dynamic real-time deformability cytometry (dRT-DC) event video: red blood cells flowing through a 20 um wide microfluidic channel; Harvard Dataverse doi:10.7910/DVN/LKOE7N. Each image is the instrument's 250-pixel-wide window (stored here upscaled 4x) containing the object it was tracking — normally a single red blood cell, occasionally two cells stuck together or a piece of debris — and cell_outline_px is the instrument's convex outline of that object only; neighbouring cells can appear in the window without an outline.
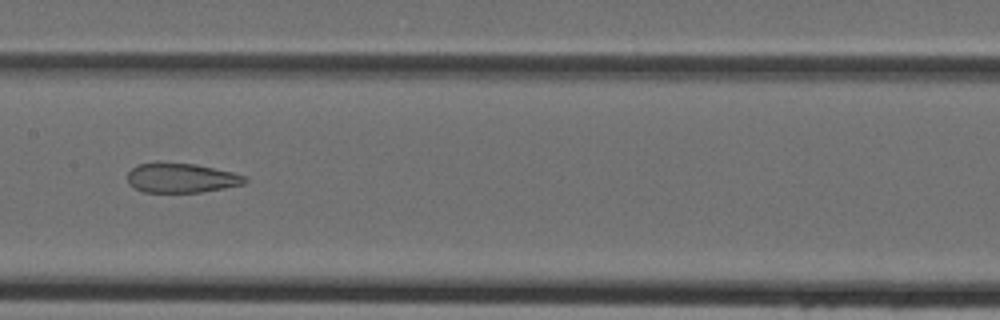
{"species": "Egyptian fruit bat (a non-hibernating species)", "species_latin": "Rousettus aegyptiacus", "temperature_condition": "cold", "stored_images_in_passage": 36, "camera_frame_rate_fps": 3000, "um_per_image_px": 0.085, "animal": {"sex": "female"}, "frame": {"image": 1, "passage_image": 14, "time_ms": 4.333, "image_size_px": [1000, 320], "cell_outline_px": [[248, 180], [244, 184], [224, 188], [200, 192], [144, 192], [132, 188], [128, 184], [128, 172], [136, 164], [156, 160], [196, 164], [232, 172], [248, 176]], "centroid_in_image_um": [15.36, 15.09], "position_along_channel_um": 192.0, "area_um2": 20.87}}
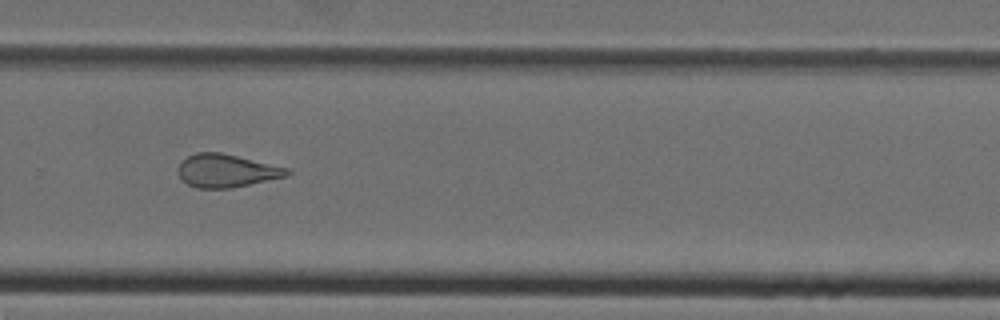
{"frame": {"image": 2, "passage_image": 22, "time_ms": 7.0, "image_size_px": [1000, 320], "cell_outline_px": [[292, 172], [288, 176], [228, 188], [196, 188], [188, 184], [180, 176], [176, 168], [180, 160], [196, 152], [220, 152], [292, 168]], "centroid_in_image_um": [19.26, 14.49], "position_along_channel_um": 310.5, "area_um2": 21.15}}
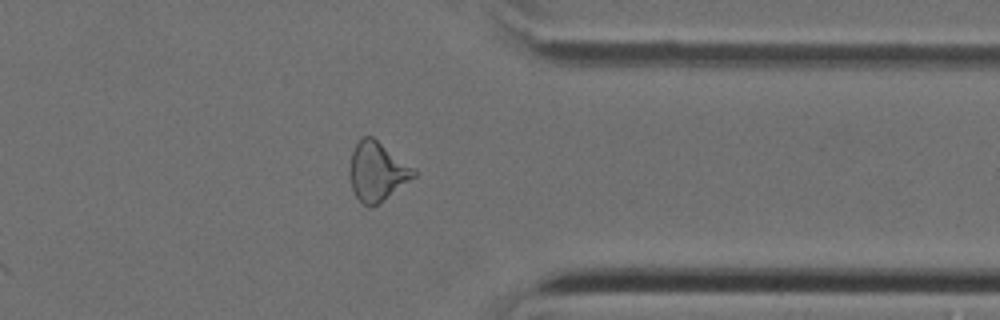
{"frame": {"image": 3, "passage_image": 27, "time_ms": 8.667, "image_size_px": [1000, 320], "cell_outline_px": [[416, 176], [376, 204], [368, 208], [356, 196], [352, 188], [348, 172], [352, 152], [360, 136], [372, 136], [416, 168]], "centroid_in_image_um": [32.05, 14.53], "position_along_channel_um": 379.4, "area_um2": 21.96}}